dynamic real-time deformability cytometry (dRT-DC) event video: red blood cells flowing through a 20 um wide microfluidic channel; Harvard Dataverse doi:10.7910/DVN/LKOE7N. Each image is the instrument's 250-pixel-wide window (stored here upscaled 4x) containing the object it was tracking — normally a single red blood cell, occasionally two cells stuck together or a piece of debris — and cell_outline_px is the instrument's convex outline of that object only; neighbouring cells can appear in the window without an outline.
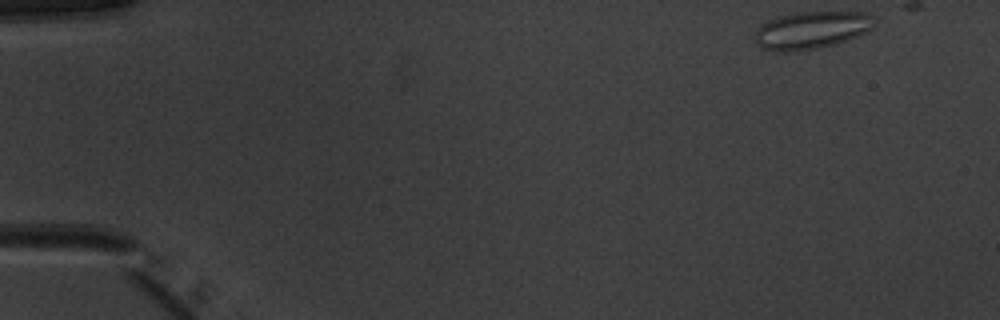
{"species": "common noctule bat (a hibernating species)", "species_latin": "Nyctalus noctula", "temperature_condition": "warm", "stored_images_in_passage": 49, "camera_frame_rate_fps": 3000, "um_per_image_px": 0.085, "animal": {"sex": "male", "body_mass_g": 20.1, "forearm_length_mm": 53.5}, "frame": {"image": 1, "passage_image": 1, "time_ms": 0.0, "image_size_px": [1000, 320], "cell_outline_px": [[876, 20], [872, 28], [856, 36], [836, 44], [816, 48], [784, 52], [780, 52], [760, 48], [756, 40], [756, 28], [760, 24], [776, 16], [800, 12], [864, 12], [876, 16]], "centroid_in_image_um": [68.97, 2.54], "position_along_channel_um": 16.0, "area_um2": 26.13}}
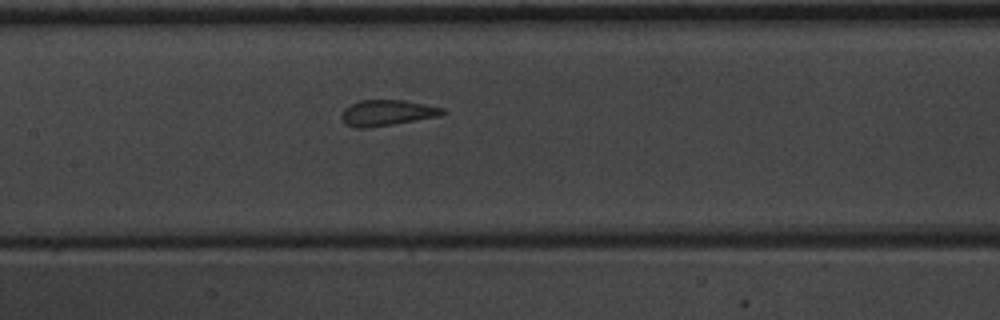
{"frame": {"image": 2, "passage_image": 22, "time_ms": 7.0, "image_size_px": [1000, 320], "cell_outline_px": [[448, 112], [440, 116], [368, 128], [356, 128], [344, 124], [340, 116], [344, 108], [360, 100], [404, 100], [444, 108]], "centroid_in_image_um": [32.89, 9.59], "position_along_channel_um": 174.5, "area_um2": 15.26}}
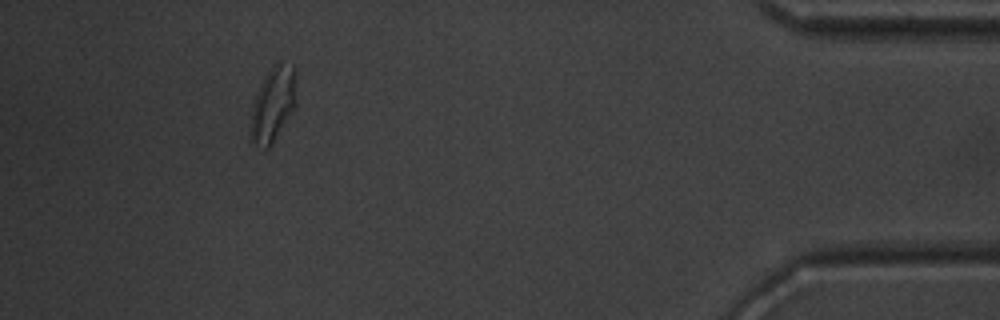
{"frame": {"image": 3, "passage_image": 44, "time_ms": 14.333, "image_size_px": [1000, 320], "cell_outline_px": [[296, 104], [268, 148], [264, 148], [256, 144], [248, 136], [252, 104], [260, 84], [264, 76], [272, 64], [280, 64], [296, 68]], "centroid_in_image_um": [23.17, 8.84], "position_along_channel_um": 412.0, "area_um2": 19.71}}